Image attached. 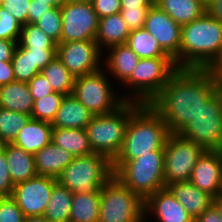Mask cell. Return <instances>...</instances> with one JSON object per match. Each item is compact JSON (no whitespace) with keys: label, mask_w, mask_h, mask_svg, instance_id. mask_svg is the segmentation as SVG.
<instances>
[{"label":"cell","mask_w":222,"mask_h":222,"mask_svg":"<svg viewBox=\"0 0 222 222\" xmlns=\"http://www.w3.org/2000/svg\"><path fill=\"white\" fill-rule=\"evenodd\" d=\"M73 192L57 182L43 216L49 222H69Z\"/></svg>","instance_id":"28"},{"label":"cell","mask_w":222,"mask_h":222,"mask_svg":"<svg viewBox=\"0 0 222 222\" xmlns=\"http://www.w3.org/2000/svg\"><path fill=\"white\" fill-rule=\"evenodd\" d=\"M130 29L123 20L121 13L112 14L99 19L95 40L103 53L104 50L127 43Z\"/></svg>","instance_id":"23"},{"label":"cell","mask_w":222,"mask_h":222,"mask_svg":"<svg viewBox=\"0 0 222 222\" xmlns=\"http://www.w3.org/2000/svg\"><path fill=\"white\" fill-rule=\"evenodd\" d=\"M155 0H121V8H150Z\"/></svg>","instance_id":"51"},{"label":"cell","mask_w":222,"mask_h":222,"mask_svg":"<svg viewBox=\"0 0 222 222\" xmlns=\"http://www.w3.org/2000/svg\"><path fill=\"white\" fill-rule=\"evenodd\" d=\"M106 70L76 77L73 95L94 115L108 114L121 107L128 97L115 93ZM114 89V90H113Z\"/></svg>","instance_id":"9"},{"label":"cell","mask_w":222,"mask_h":222,"mask_svg":"<svg viewBox=\"0 0 222 222\" xmlns=\"http://www.w3.org/2000/svg\"><path fill=\"white\" fill-rule=\"evenodd\" d=\"M169 134L163 118L149 104H141L129 118L122 148L112 161L113 172L126 161L164 151Z\"/></svg>","instance_id":"2"},{"label":"cell","mask_w":222,"mask_h":222,"mask_svg":"<svg viewBox=\"0 0 222 222\" xmlns=\"http://www.w3.org/2000/svg\"><path fill=\"white\" fill-rule=\"evenodd\" d=\"M1 146L5 149L6 162L13 185L38 175L33 154L15 146L13 143Z\"/></svg>","instance_id":"24"},{"label":"cell","mask_w":222,"mask_h":222,"mask_svg":"<svg viewBox=\"0 0 222 222\" xmlns=\"http://www.w3.org/2000/svg\"><path fill=\"white\" fill-rule=\"evenodd\" d=\"M64 96L62 93L53 92L35 100L31 111V118L52 123Z\"/></svg>","instance_id":"35"},{"label":"cell","mask_w":222,"mask_h":222,"mask_svg":"<svg viewBox=\"0 0 222 222\" xmlns=\"http://www.w3.org/2000/svg\"><path fill=\"white\" fill-rule=\"evenodd\" d=\"M114 176L145 200L151 194L166 188L164 151L148 152L139 158L126 161Z\"/></svg>","instance_id":"6"},{"label":"cell","mask_w":222,"mask_h":222,"mask_svg":"<svg viewBox=\"0 0 222 222\" xmlns=\"http://www.w3.org/2000/svg\"><path fill=\"white\" fill-rule=\"evenodd\" d=\"M52 143L75 156H85L92 151L86 129L53 128Z\"/></svg>","instance_id":"26"},{"label":"cell","mask_w":222,"mask_h":222,"mask_svg":"<svg viewBox=\"0 0 222 222\" xmlns=\"http://www.w3.org/2000/svg\"><path fill=\"white\" fill-rule=\"evenodd\" d=\"M222 56V23L206 12L183 25L179 69H208Z\"/></svg>","instance_id":"3"},{"label":"cell","mask_w":222,"mask_h":222,"mask_svg":"<svg viewBox=\"0 0 222 222\" xmlns=\"http://www.w3.org/2000/svg\"><path fill=\"white\" fill-rule=\"evenodd\" d=\"M100 193L73 194L69 222H98Z\"/></svg>","instance_id":"29"},{"label":"cell","mask_w":222,"mask_h":222,"mask_svg":"<svg viewBox=\"0 0 222 222\" xmlns=\"http://www.w3.org/2000/svg\"><path fill=\"white\" fill-rule=\"evenodd\" d=\"M205 9L209 16L222 23V0H212Z\"/></svg>","instance_id":"50"},{"label":"cell","mask_w":222,"mask_h":222,"mask_svg":"<svg viewBox=\"0 0 222 222\" xmlns=\"http://www.w3.org/2000/svg\"><path fill=\"white\" fill-rule=\"evenodd\" d=\"M41 73L47 78L54 92L64 95L73 93L76 77L57 56L41 70Z\"/></svg>","instance_id":"31"},{"label":"cell","mask_w":222,"mask_h":222,"mask_svg":"<svg viewBox=\"0 0 222 222\" xmlns=\"http://www.w3.org/2000/svg\"><path fill=\"white\" fill-rule=\"evenodd\" d=\"M149 8H121V15L130 31L144 28Z\"/></svg>","instance_id":"40"},{"label":"cell","mask_w":222,"mask_h":222,"mask_svg":"<svg viewBox=\"0 0 222 222\" xmlns=\"http://www.w3.org/2000/svg\"><path fill=\"white\" fill-rule=\"evenodd\" d=\"M11 63L16 81L28 83L36 74L41 73L37 64H34L31 51L19 44L16 47Z\"/></svg>","instance_id":"33"},{"label":"cell","mask_w":222,"mask_h":222,"mask_svg":"<svg viewBox=\"0 0 222 222\" xmlns=\"http://www.w3.org/2000/svg\"><path fill=\"white\" fill-rule=\"evenodd\" d=\"M194 222H222V216L218 207L213 203L196 219H194Z\"/></svg>","instance_id":"47"},{"label":"cell","mask_w":222,"mask_h":222,"mask_svg":"<svg viewBox=\"0 0 222 222\" xmlns=\"http://www.w3.org/2000/svg\"><path fill=\"white\" fill-rule=\"evenodd\" d=\"M73 158L70 152L51 142L34 154L37 174L57 179Z\"/></svg>","instance_id":"22"},{"label":"cell","mask_w":222,"mask_h":222,"mask_svg":"<svg viewBox=\"0 0 222 222\" xmlns=\"http://www.w3.org/2000/svg\"><path fill=\"white\" fill-rule=\"evenodd\" d=\"M79 1L92 2L93 0H79Z\"/></svg>","instance_id":"57"},{"label":"cell","mask_w":222,"mask_h":222,"mask_svg":"<svg viewBox=\"0 0 222 222\" xmlns=\"http://www.w3.org/2000/svg\"><path fill=\"white\" fill-rule=\"evenodd\" d=\"M215 82L216 91L222 94V59L216 60L209 68Z\"/></svg>","instance_id":"49"},{"label":"cell","mask_w":222,"mask_h":222,"mask_svg":"<svg viewBox=\"0 0 222 222\" xmlns=\"http://www.w3.org/2000/svg\"><path fill=\"white\" fill-rule=\"evenodd\" d=\"M52 129L51 123L30 118L13 144L34 155L52 142Z\"/></svg>","instance_id":"20"},{"label":"cell","mask_w":222,"mask_h":222,"mask_svg":"<svg viewBox=\"0 0 222 222\" xmlns=\"http://www.w3.org/2000/svg\"><path fill=\"white\" fill-rule=\"evenodd\" d=\"M94 114L90 112L73 94L65 95L53 120V128L85 129Z\"/></svg>","instance_id":"21"},{"label":"cell","mask_w":222,"mask_h":222,"mask_svg":"<svg viewBox=\"0 0 222 222\" xmlns=\"http://www.w3.org/2000/svg\"><path fill=\"white\" fill-rule=\"evenodd\" d=\"M140 105L126 101L111 113L94 115L85 128L92 151L113 161L122 148L129 118Z\"/></svg>","instance_id":"4"},{"label":"cell","mask_w":222,"mask_h":222,"mask_svg":"<svg viewBox=\"0 0 222 222\" xmlns=\"http://www.w3.org/2000/svg\"><path fill=\"white\" fill-rule=\"evenodd\" d=\"M13 188L14 185L6 162L5 149L0 145V197H11Z\"/></svg>","instance_id":"41"},{"label":"cell","mask_w":222,"mask_h":222,"mask_svg":"<svg viewBox=\"0 0 222 222\" xmlns=\"http://www.w3.org/2000/svg\"><path fill=\"white\" fill-rule=\"evenodd\" d=\"M215 92L208 69H178L149 105L163 118L170 133L179 134Z\"/></svg>","instance_id":"1"},{"label":"cell","mask_w":222,"mask_h":222,"mask_svg":"<svg viewBox=\"0 0 222 222\" xmlns=\"http://www.w3.org/2000/svg\"><path fill=\"white\" fill-rule=\"evenodd\" d=\"M18 42L0 39V61H12Z\"/></svg>","instance_id":"46"},{"label":"cell","mask_w":222,"mask_h":222,"mask_svg":"<svg viewBox=\"0 0 222 222\" xmlns=\"http://www.w3.org/2000/svg\"><path fill=\"white\" fill-rule=\"evenodd\" d=\"M189 181L200 190L216 198L222 181V156L220 151H204L198 158Z\"/></svg>","instance_id":"16"},{"label":"cell","mask_w":222,"mask_h":222,"mask_svg":"<svg viewBox=\"0 0 222 222\" xmlns=\"http://www.w3.org/2000/svg\"><path fill=\"white\" fill-rule=\"evenodd\" d=\"M98 222H145L144 199L113 175L100 189Z\"/></svg>","instance_id":"8"},{"label":"cell","mask_w":222,"mask_h":222,"mask_svg":"<svg viewBox=\"0 0 222 222\" xmlns=\"http://www.w3.org/2000/svg\"><path fill=\"white\" fill-rule=\"evenodd\" d=\"M91 3L99 19L121 12V0H93Z\"/></svg>","instance_id":"43"},{"label":"cell","mask_w":222,"mask_h":222,"mask_svg":"<svg viewBox=\"0 0 222 222\" xmlns=\"http://www.w3.org/2000/svg\"><path fill=\"white\" fill-rule=\"evenodd\" d=\"M41 30L52 38L57 44L60 43L62 33V15L60 8L53 7L36 22Z\"/></svg>","instance_id":"36"},{"label":"cell","mask_w":222,"mask_h":222,"mask_svg":"<svg viewBox=\"0 0 222 222\" xmlns=\"http://www.w3.org/2000/svg\"><path fill=\"white\" fill-rule=\"evenodd\" d=\"M27 49L33 54L34 64H37L40 70L57 56V49Z\"/></svg>","instance_id":"44"},{"label":"cell","mask_w":222,"mask_h":222,"mask_svg":"<svg viewBox=\"0 0 222 222\" xmlns=\"http://www.w3.org/2000/svg\"><path fill=\"white\" fill-rule=\"evenodd\" d=\"M25 217L12 197H0V222H24Z\"/></svg>","instance_id":"38"},{"label":"cell","mask_w":222,"mask_h":222,"mask_svg":"<svg viewBox=\"0 0 222 222\" xmlns=\"http://www.w3.org/2000/svg\"><path fill=\"white\" fill-rule=\"evenodd\" d=\"M68 0H35V3L49 4L55 8H61Z\"/></svg>","instance_id":"52"},{"label":"cell","mask_w":222,"mask_h":222,"mask_svg":"<svg viewBox=\"0 0 222 222\" xmlns=\"http://www.w3.org/2000/svg\"><path fill=\"white\" fill-rule=\"evenodd\" d=\"M31 0H3L0 7L6 9L22 25L27 24Z\"/></svg>","instance_id":"39"},{"label":"cell","mask_w":222,"mask_h":222,"mask_svg":"<svg viewBox=\"0 0 222 222\" xmlns=\"http://www.w3.org/2000/svg\"><path fill=\"white\" fill-rule=\"evenodd\" d=\"M113 175L112 161L102 154L92 153L75 156L57 181L73 194L100 193L102 186Z\"/></svg>","instance_id":"5"},{"label":"cell","mask_w":222,"mask_h":222,"mask_svg":"<svg viewBox=\"0 0 222 222\" xmlns=\"http://www.w3.org/2000/svg\"><path fill=\"white\" fill-rule=\"evenodd\" d=\"M107 51L103 67H106L108 75L111 74L122 85L131 76L140 58L126 43L110 47Z\"/></svg>","instance_id":"19"},{"label":"cell","mask_w":222,"mask_h":222,"mask_svg":"<svg viewBox=\"0 0 222 222\" xmlns=\"http://www.w3.org/2000/svg\"><path fill=\"white\" fill-rule=\"evenodd\" d=\"M219 151H220V154H221V156H222V146H221V148L219 149Z\"/></svg>","instance_id":"58"},{"label":"cell","mask_w":222,"mask_h":222,"mask_svg":"<svg viewBox=\"0 0 222 222\" xmlns=\"http://www.w3.org/2000/svg\"><path fill=\"white\" fill-rule=\"evenodd\" d=\"M178 69L172 57L141 58L123 83L132 89L128 101L149 104Z\"/></svg>","instance_id":"7"},{"label":"cell","mask_w":222,"mask_h":222,"mask_svg":"<svg viewBox=\"0 0 222 222\" xmlns=\"http://www.w3.org/2000/svg\"><path fill=\"white\" fill-rule=\"evenodd\" d=\"M15 81V75L11 61H0V86Z\"/></svg>","instance_id":"48"},{"label":"cell","mask_w":222,"mask_h":222,"mask_svg":"<svg viewBox=\"0 0 222 222\" xmlns=\"http://www.w3.org/2000/svg\"><path fill=\"white\" fill-rule=\"evenodd\" d=\"M28 86L34 101L54 92L49 81L42 73L36 74L28 82Z\"/></svg>","instance_id":"42"},{"label":"cell","mask_w":222,"mask_h":222,"mask_svg":"<svg viewBox=\"0 0 222 222\" xmlns=\"http://www.w3.org/2000/svg\"><path fill=\"white\" fill-rule=\"evenodd\" d=\"M155 4L180 26L200 18L206 6L199 0H155Z\"/></svg>","instance_id":"27"},{"label":"cell","mask_w":222,"mask_h":222,"mask_svg":"<svg viewBox=\"0 0 222 222\" xmlns=\"http://www.w3.org/2000/svg\"><path fill=\"white\" fill-rule=\"evenodd\" d=\"M214 204L218 207L222 216V199H214Z\"/></svg>","instance_id":"54"},{"label":"cell","mask_w":222,"mask_h":222,"mask_svg":"<svg viewBox=\"0 0 222 222\" xmlns=\"http://www.w3.org/2000/svg\"><path fill=\"white\" fill-rule=\"evenodd\" d=\"M203 5L207 6L212 0H199Z\"/></svg>","instance_id":"56"},{"label":"cell","mask_w":222,"mask_h":222,"mask_svg":"<svg viewBox=\"0 0 222 222\" xmlns=\"http://www.w3.org/2000/svg\"><path fill=\"white\" fill-rule=\"evenodd\" d=\"M22 24L9 11L0 7V39L18 42Z\"/></svg>","instance_id":"37"},{"label":"cell","mask_w":222,"mask_h":222,"mask_svg":"<svg viewBox=\"0 0 222 222\" xmlns=\"http://www.w3.org/2000/svg\"><path fill=\"white\" fill-rule=\"evenodd\" d=\"M30 118V115L0 107V145L13 143Z\"/></svg>","instance_id":"32"},{"label":"cell","mask_w":222,"mask_h":222,"mask_svg":"<svg viewBox=\"0 0 222 222\" xmlns=\"http://www.w3.org/2000/svg\"><path fill=\"white\" fill-rule=\"evenodd\" d=\"M167 188L194 219L214 203L213 196L200 190L190 181L174 182Z\"/></svg>","instance_id":"18"},{"label":"cell","mask_w":222,"mask_h":222,"mask_svg":"<svg viewBox=\"0 0 222 222\" xmlns=\"http://www.w3.org/2000/svg\"><path fill=\"white\" fill-rule=\"evenodd\" d=\"M102 54L104 53L101 52L96 40L57 44V57L75 77L87 75L103 68Z\"/></svg>","instance_id":"13"},{"label":"cell","mask_w":222,"mask_h":222,"mask_svg":"<svg viewBox=\"0 0 222 222\" xmlns=\"http://www.w3.org/2000/svg\"><path fill=\"white\" fill-rule=\"evenodd\" d=\"M141 58L171 57L145 28L132 30L126 43Z\"/></svg>","instance_id":"30"},{"label":"cell","mask_w":222,"mask_h":222,"mask_svg":"<svg viewBox=\"0 0 222 222\" xmlns=\"http://www.w3.org/2000/svg\"><path fill=\"white\" fill-rule=\"evenodd\" d=\"M24 222H49L43 215L26 216Z\"/></svg>","instance_id":"53"},{"label":"cell","mask_w":222,"mask_h":222,"mask_svg":"<svg viewBox=\"0 0 222 222\" xmlns=\"http://www.w3.org/2000/svg\"><path fill=\"white\" fill-rule=\"evenodd\" d=\"M60 10L62 15L60 43L95 40L99 17L91 2L68 0Z\"/></svg>","instance_id":"12"},{"label":"cell","mask_w":222,"mask_h":222,"mask_svg":"<svg viewBox=\"0 0 222 222\" xmlns=\"http://www.w3.org/2000/svg\"><path fill=\"white\" fill-rule=\"evenodd\" d=\"M18 44L24 48L57 49V43L46 35L36 23L22 25Z\"/></svg>","instance_id":"34"},{"label":"cell","mask_w":222,"mask_h":222,"mask_svg":"<svg viewBox=\"0 0 222 222\" xmlns=\"http://www.w3.org/2000/svg\"><path fill=\"white\" fill-rule=\"evenodd\" d=\"M33 97L28 83L13 81L0 86V107L31 116Z\"/></svg>","instance_id":"25"},{"label":"cell","mask_w":222,"mask_h":222,"mask_svg":"<svg viewBox=\"0 0 222 222\" xmlns=\"http://www.w3.org/2000/svg\"><path fill=\"white\" fill-rule=\"evenodd\" d=\"M214 199H222V181H221V184H220V189H219L218 196Z\"/></svg>","instance_id":"55"},{"label":"cell","mask_w":222,"mask_h":222,"mask_svg":"<svg viewBox=\"0 0 222 222\" xmlns=\"http://www.w3.org/2000/svg\"><path fill=\"white\" fill-rule=\"evenodd\" d=\"M145 221L152 214L157 222H194V218L166 187L144 200Z\"/></svg>","instance_id":"17"},{"label":"cell","mask_w":222,"mask_h":222,"mask_svg":"<svg viewBox=\"0 0 222 222\" xmlns=\"http://www.w3.org/2000/svg\"><path fill=\"white\" fill-rule=\"evenodd\" d=\"M205 150L180 134L170 133L164 146L166 187L174 182L189 181L198 158Z\"/></svg>","instance_id":"11"},{"label":"cell","mask_w":222,"mask_h":222,"mask_svg":"<svg viewBox=\"0 0 222 222\" xmlns=\"http://www.w3.org/2000/svg\"><path fill=\"white\" fill-rule=\"evenodd\" d=\"M144 28L156 38L161 48L174 59L179 68L182 26L154 4L147 11Z\"/></svg>","instance_id":"15"},{"label":"cell","mask_w":222,"mask_h":222,"mask_svg":"<svg viewBox=\"0 0 222 222\" xmlns=\"http://www.w3.org/2000/svg\"><path fill=\"white\" fill-rule=\"evenodd\" d=\"M52 8L49 4L35 3V0H31L27 23H36L41 16H44Z\"/></svg>","instance_id":"45"},{"label":"cell","mask_w":222,"mask_h":222,"mask_svg":"<svg viewBox=\"0 0 222 222\" xmlns=\"http://www.w3.org/2000/svg\"><path fill=\"white\" fill-rule=\"evenodd\" d=\"M57 182L56 178L36 175L15 184L11 197L25 216H40L44 214L53 186Z\"/></svg>","instance_id":"14"},{"label":"cell","mask_w":222,"mask_h":222,"mask_svg":"<svg viewBox=\"0 0 222 222\" xmlns=\"http://www.w3.org/2000/svg\"><path fill=\"white\" fill-rule=\"evenodd\" d=\"M205 151L222 146V94L217 91L205 102L196 117L180 133Z\"/></svg>","instance_id":"10"}]
</instances>
